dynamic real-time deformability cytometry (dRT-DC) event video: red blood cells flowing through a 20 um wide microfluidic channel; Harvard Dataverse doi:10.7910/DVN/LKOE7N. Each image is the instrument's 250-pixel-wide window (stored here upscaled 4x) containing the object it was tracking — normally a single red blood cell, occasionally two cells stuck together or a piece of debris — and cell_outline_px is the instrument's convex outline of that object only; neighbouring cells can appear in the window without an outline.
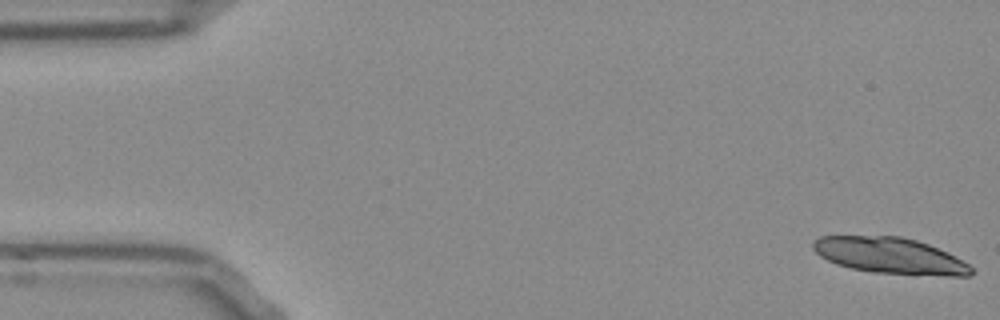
{"species": "Egyptian fruit bat (a non-hibernating species)", "species_latin": "Rousettus aegyptiacus", "temperature_condition": "room temperature", "stored_images_in_passage": 53, "segment_of_instrument_passage": [1, 2], "camera_frame_rate_fps": 3000, "um_per_image_px": 0.085, "frame": {"image": 1, "passage_image": 1, "time_ms": 0.0, "image_size_px": [1000, 320], "cell_outline_px": [[972, 276], [944, 276], [872, 272], [852, 268], [836, 264], [820, 256], [812, 248], [812, 244], [820, 236], [900, 236], [916, 240], [928, 244], [948, 252], [968, 264], [972, 268]], "centroid_in_image_um": [75.67, 21.73], "position_along_channel_um": 9.3, "area_um2": 33.18}}